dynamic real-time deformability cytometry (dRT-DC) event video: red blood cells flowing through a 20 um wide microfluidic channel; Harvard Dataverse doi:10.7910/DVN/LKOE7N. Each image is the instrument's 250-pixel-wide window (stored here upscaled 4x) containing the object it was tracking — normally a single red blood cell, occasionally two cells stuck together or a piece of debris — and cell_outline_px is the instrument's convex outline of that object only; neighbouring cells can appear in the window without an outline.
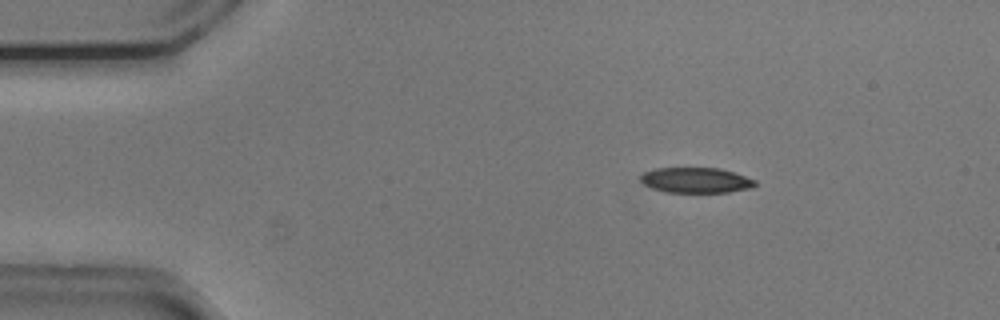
{"species": "common noctule bat (a hibernating species)", "species_latin": "Nyctalus noctula", "temperature_condition": "cold", "stored_images_in_passage": 54, "camera_frame_rate_fps": 3000, "um_per_image_px": 0.085, "animal": {"sex": "male", "body_mass_g": 20.5, "forearm_length_mm": 52.5}, "frame": {"image": 1, "passage_image": 9, "time_ms": 2.667, "image_size_px": [1000, 320], "cell_outline_px": [[756, 184], [752, 188], [728, 192], [664, 192], [652, 188], [644, 184], [640, 180], [640, 176], [644, 172], [656, 168], [720, 168], [756, 180]], "centroid_in_image_um": [59.14, 15.32], "position_along_channel_um": 25.9, "area_um2": 16.88}}
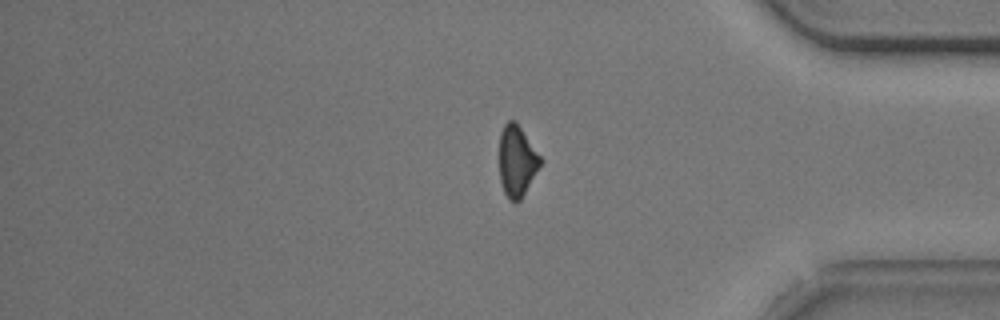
{"frame": {"image": 2, "passage_image": 45, "time_ms": 14.667, "image_size_px": [1000, 320], "cell_outline_px": [[544, 160], [520, 200], [516, 204], [508, 200], [504, 192], [500, 180], [500, 132], [504, 124], [508, 120], [516, 120]], "centroid_in_image_um": [43.95, 13.68], "position_along_channel_um": 391.2, "area_um2": 17.28}}
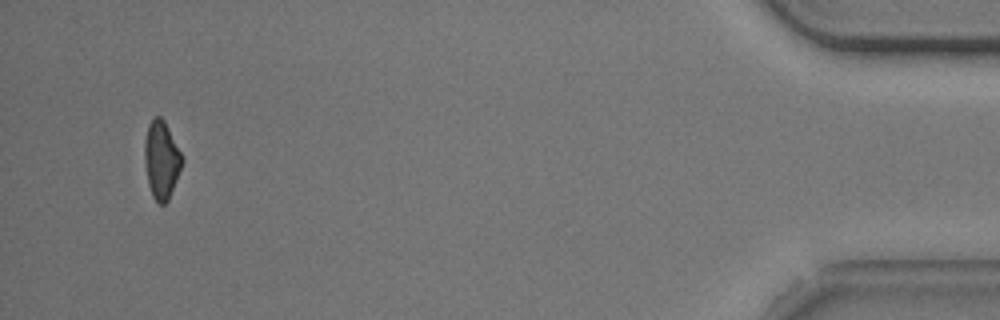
{"frame": {"image": 3, "passage_image": 52, "time_ms": 17.0, "image_size_px": [1000, 320], "cell_outline_px": [[184, 160], [168, 200], [164, 204], [160, 204], [152, 196], [148, 184], [144, 160], [144, 140], [148, 124], [152, 116], [160, 116], [164, 120]], "centroid_in_image_um": [13.69, 13.56], "position_along_channel_um": 421.5, "area_um2": 16.94}, "authors_computed_cell_mechanics": {"area_um2": 18.2359, "velocity_mm_per_s": 3.7452, "shape_relaxation_time_tau1_ms": 2.5747, "shape_relaxation_time_tau2_ms": null, "deformation_change_tau1": 0.1147, "deformation_change_tau2": null}}